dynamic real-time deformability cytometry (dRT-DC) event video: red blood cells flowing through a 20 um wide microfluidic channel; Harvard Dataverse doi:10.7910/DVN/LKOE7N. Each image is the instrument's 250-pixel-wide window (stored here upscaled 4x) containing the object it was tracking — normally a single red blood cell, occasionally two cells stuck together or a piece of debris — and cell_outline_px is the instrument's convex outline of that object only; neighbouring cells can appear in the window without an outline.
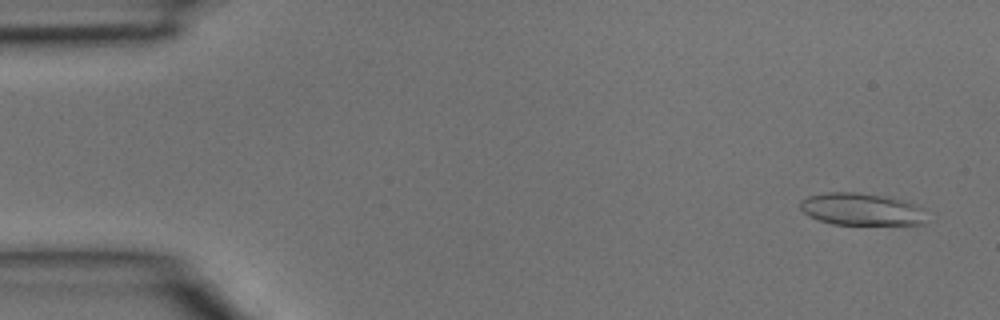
{"species": "common noctule bat (a hibernating species)", "species_latin": "Nyctalus noctula", "temperature_condition": "room temperature", "stored_images_in_passage": 10, "camera_frame_rate_fps": 3000, "um_per_image_px": 0.085, "animal": {"sex": "male", "body_mass_g": 15.6}, "frame": {"image": 1, "passage_image": 2, "time_ms": 0.333, "image_size_px": [1000, 320], "cell_outline_px": [[924, 224], [832, 224], [808, 216], [800, 208], [800, 200], [808, 196], [828, 192], [852, 192], [884, 196], [900, 200], [924, 208]], "centroid_in_image_um": [73.17, 17.78], "position_along_channel_um": 11.8, "area_um2": 23.41}}